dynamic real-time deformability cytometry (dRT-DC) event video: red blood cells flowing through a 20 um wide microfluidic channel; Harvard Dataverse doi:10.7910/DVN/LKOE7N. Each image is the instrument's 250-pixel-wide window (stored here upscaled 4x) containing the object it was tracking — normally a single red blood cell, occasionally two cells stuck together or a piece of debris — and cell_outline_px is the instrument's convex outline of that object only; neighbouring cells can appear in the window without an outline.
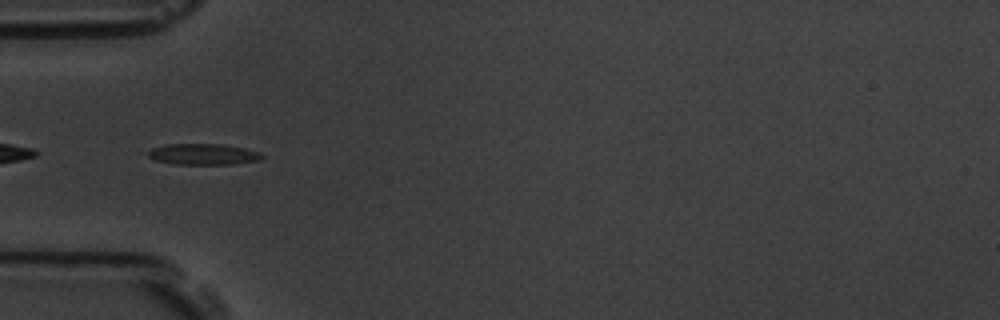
{"species": "common noctule bat (a hibernating species)", "species_latin": "Nyctalus noctula", "temperature_condition": "room temperature", "stored_images_in_passage": 6, "camera_frame_rate_fps": 3000, "um_per_image_px": 0.085, "animal": {"sex": "male", "body_mass_g": 19.5, "forearm_length_mm": 54.6}, "frame": {"image": 1, "passage_image": 4, "time_ms": 3.667, "image_size_px": [1000, 320], "cell_outline_px": [[264, 156], [260, 160], [232, 164], [176, 164], [152, 160], [148, 156], [148, 152], [152, 148], [168, 144], [224, 144], [244, 148], [260, 152]], "centroid_in_image_um": [17.27, 13.11], "position_along_channel_um": 67.7, "area_um2": 13.99}}
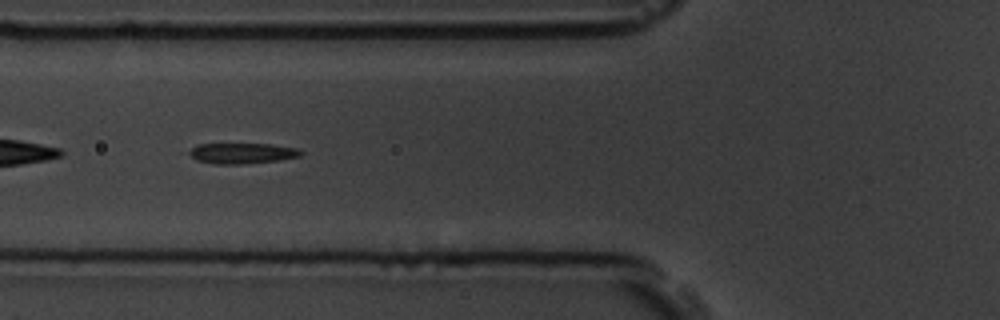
{"frame": {"image": 2, "passage_image": 5, "time_ms": 4.667, "image_size_px": [1000, 320], "cell_outline_px": [[304, 152], [300, 156], [280, 160], [240, 164], [216, 164], [196, 160], [180, 152], [196, 144], [272, 144], [300, 148]], "centroid_in_image_um": [20.47, 13.02], "position_along_channel_um": 105.3, "area_um2": 13.93}}
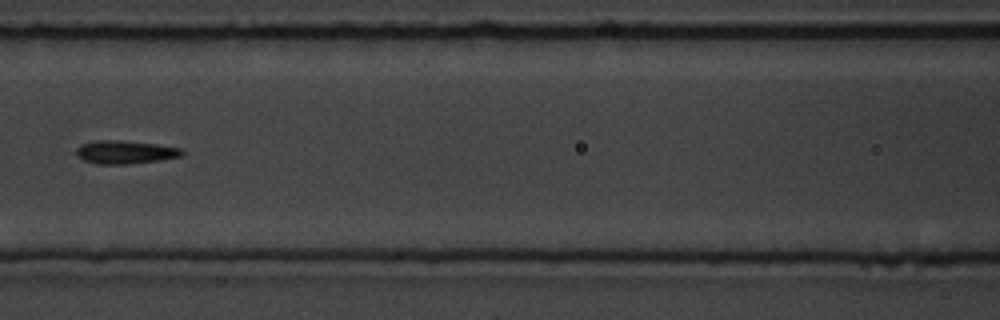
{"frame": {"image": 3, "passage_image": 6, "time_ms": 6.0, "image_size_px": [1000, 320], "cell_outline_px": [[184, 152], [180, 156], [160, 160], [128, 164], [96, 164], [84, 160], [76, 156], [76, 148], [80, 144], [96, 140], [120, 140], [156, 144], [180, 148]], "centroid_in_image_um": [10.58, 12.93], "position_along_channel_um": 156.0, "area_um2": 14.33}}